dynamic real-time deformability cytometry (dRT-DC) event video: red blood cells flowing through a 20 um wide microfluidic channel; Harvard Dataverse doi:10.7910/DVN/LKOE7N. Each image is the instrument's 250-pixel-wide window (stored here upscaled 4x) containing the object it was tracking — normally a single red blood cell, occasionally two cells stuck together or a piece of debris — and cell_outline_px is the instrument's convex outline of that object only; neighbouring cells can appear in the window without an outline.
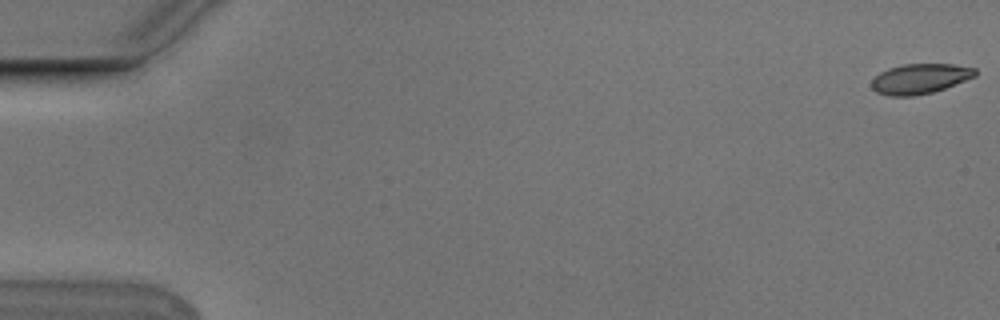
{"species": "Egyptian fruit bat (a non-hibernating species)", "species_latin": "Rousettus aegyptiacus", "temperature_condition": "cold", "stored_images_in_passage": 9, "camera_frame_rate_fps": 3000, "um_per_image_px": 0.085, "animal": {"sex": "male"}, "frame": {"image": 1, "passage_image": 1, "time_ms": 0.0, "image_size_px": [1000, 320], "cell_outline_px": [[976, 76], [944, 88], [932, 92], [916, 96], [888, 96], [876, 92], [872, 88], [872, 80], [880, 72], [888, 68], [904, 64], [952, 64], [976, 68]], "centroid_in_image_um": [78.18, 6.69], "position_along_channel_um": 6.8, "area_um2": 18.09}}